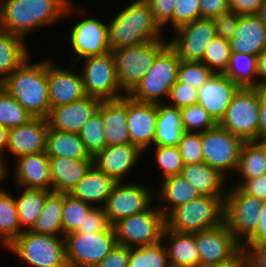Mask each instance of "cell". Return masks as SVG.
I'll list each match as a JSON object with an SVG mask.
<instances>
[{"mask_svg": "<svg viewBox=\"0 0 266 267\" xmlns=\"http://www.w3.org/2000/svg\"><path fill=\"white\" fill-rule=\"evenodd\" d=\"M180 62L181 59L168 44L158 54L145 76L128 95L140 102L161 103V98L169 97L170 90L177 81Z\"/></svg>", "mask_w": 266, "mask_h": 267, "instance_id": "8992f818", "label": "cell"}, {"mask_svg": "<svg viewBox=\"0 0 266 267\" xmlns=\"http://www.w3.org/2000/svg\"><path fill=\"white\" fill-rule=\"evenodd\" d=\"M2 88V81L0 80V89Z\"/></svg>", "mask_w": 266, "mask_h": 267, "instance_id": "753ad0ef", "label": "cell"}, {"mask_svg": "<svg viewBox=\"0 0 266 267\" xmlns=\"http://www.w3.org/2000/svg\"><path fill=\"white\" fill-rule=\"evenodd\" d=\"M34 118L4 88L0 89V125L11 129Z\"/></svg>", "mask_w": 266, "mask_h": 267, "instance_id": "60d3db41", "label": "cell"}, {"mask_svg": "<svg viewBox=\"0 0 266 267\" xmlns=\"http://www.w3.org/2000/svg\"><path fill=\"white\" fill-rule=\"evenodd\" d=\"M185 132L203 133L217 123L199 104L180 109Z\"/></svg>", "mask_w": 266, "mask_h": 267, "instance_id": "f6af8a7d", "label": "cell"}, {"mask_svg": "<svg viewBox=\"0 0 266 267\" xmlns=\"http://www.w3.org/2000/svg\"><path fill=\"white\" fill-rule=\"evenodd\" d=\"M46 154L48 157L93 160L78 133L60 131L50 127L47 133Z\"/></svg>", "mask_w": 266, "mask_h": 267, "instance_id": "d6a6232c", "label": "cell"}, {"mask_svg": "<svg viewBox=\"0 0 266 267\" xmlns=\"http://www.w3.org/2000/svg\"><path fill=\"white\" fill-rule=\"evenodd\" d=\"M169 267H182V266H173V265H169Z\"/></svg>", "mask_w": 266, "mask_h": 267, "instance_id": "8c879c8a", "label": "cell"}, {"mask_svg": "<svg viewBox=\"0 0 266 267\" xmlns=\"http://www.w3.org/2000/svg\"><path fill=\"white\" fill-rule=\"evenodd\" d=\"M242 247L247 251L248 267H266V244Z\"/></svg>", "mask_w": 266, "mask_h": 267, "instance_id": "94428289", "label": "cell"}, {"mask_svg": "<svg viewBox=\"0 0 266 267\" xmlns=\"http://www.w3.org/2000/svg\"><path fill=\"white\" fill-rule=\"evenodd\" d=\"M4 88L33 117L47 118L51 105L47 60L30 63V57L2 81Z\"/></svg>", "mask_w": 266, "mask_h": 267, "instance_id": "7a4b0ae2", "label": "cell"}, {"mask_svg": "<svg viewBox=\"0 0 266 267\" xmlns=\"http://www.w3.org/2000/svg\"><path fill=\"white\" fill-rule=\"evenodd\" d=\"M240 87L225 74L213 73L198 89V104L218 124Z\"/></svg>", "mask_w": 266, "mask_h": 267, "instance_id": "d6986e66", "label": "cell"}, {"mask_svg": "<svg viewBox=\"0 0 266 267\" xmlns=\"http://www.w3.org/2000/svg\"><path fill=\"white\" fill-rule=\"evenodd\" d=\"M157 125V104L136 101L127 95V128L131 144L145 152L153 145Z\"/></svg>", "mask_w": 266, "mask_h": 267, "instance_id": "ac0fdd59", "label": "cell"}, {"mask_svg": "<svg viewBox=\"0 0 266 267\" xmlns=\"http://www.w3.org/2000/svg\"><path fill=\"white\" fill-rule=\"evenodd\" d=\"M17 198L14 197L17 205V213L21 229L31 230L42 211L47 197L52 190L26 189ZM25 226V227H24Z\"/></svg>", "mask_w": 266, "mask_h": 267, "instance_id": "d590c367", "label": "cell"}, {"mask_svg": "<svg viewBox=\"0 0 266 267\" xmlns=\"http://www.w3.org/2000/svg\"><path fill=\"white\" fill-rule=\"evenodd\" d=\"M63 194L52 192L46 199L32 232L63 236L62 223Z\"/></svg>", "mask_w": 266, "mask_h": 267, "instance_id": "8d00e7d4", "label": "cell"}, {"mask_svg": "<svg viewBox=\"0 0 266 267\" xmlns=\"http://www.w3.org/2000/svg\"><path fill=\"white\" fill-rule=\"evenodd\" d=\"M17 205L14 195L0 190V238L7 248L21 233Z\"/></svg>", "mask_w": 266, "mask_h": 267, "instance_id": "74e56055", "label": "cell"}, {"mask_svg": "<svg viewBox=\"0 0 266 267\" xmlns=\"http://www.w3.org/2000/svg\"><path fill=\"white\" fill-rule=\"evenodd\" d=\"M200 267L215 265L235 255L241 248L240 243L224 221L220 225L195 233Z\"/></svg>", "mask_w": 266, "mask_h": 267, "instance_id": "2e32d148", "label": "cell"}, {"mask_svg": "<svg viewBox=\"0 0 266 267\" xmlns=\"http://www.w3.org/2000/svg\"><path fill=\"white\" fill-rule=\"evenodd\" d=\"M204 267H248V255L243 247L226 261Z\"/></svg>", "mask_w": 266, "mask_h": 267, "instance_id": "6125c7cd", "label": "cell"}, {"mask_svg": "<svg viewBox=\"0 0 266 267\" xmlns=\"http://www.w3.org/2000/svg\"><path fill=\"white\" fill-rule=\"evenodd\" d=\"M155 162L162 169L163 178L180 175L184 167L182 156L180 154L178 146L165 147L155 146Z\"/></svg>", "mask_w": 266, "mask_h": 267, "instance_id": "7dc6e473", "label": "cell"}, {"mask_svg": "<svg viewBox=\"0 0 266 267\" xmlns=\"http://www.w3.org/2000/svg\"><path fill=\"white\" fill-rule=\"evenodd\" d=\"M71 0H0V29L22 37L62 17L77 14Z\"/></svg>", "mask_w": 266, "mask_h": 267, "instance_id": "6da1fadb", "label": "cell"}, {"mask_svg": "<svg viewBox=\"0 0 266 267\" xmlns=\"http://www.w3.org/2000/svg\"><path fill=\"white\" fill-rule=\"evenodd\" d=\"M185 132L181 111L175 106L157 103V125L153 139V146H178Z\"/></svg>", "mask_w": 266, "mask_h": 267, "instance_id": "f546056e", "label": "cell"}, {"mask_svg": "<svg viewBox=\"0 0 266 267\" xmlns=\"http://www.w3.org/2000/svg\"><path fill=\"white\" fill-rule=\"evenodd\" d=\"M153 193L141 184L117 182L104 205L112 226L121 219L143 213L152 207Z\"/></svg>", "mask_w": 266, "mask_h": 267, "instance_id": "5bb4252c", "label": "cell"}, {"mask_svg": "<svg viewBox=\"0 0 266 267\" xmlns=\"http://www.w3.org/2000/svg\"><path fill=\"white\" fill-rule=\"evenodd\" d=\"M108 33L111 51L163 38L146 0H136L120 11L108 24Z\"/></svg>", "mask_w": 266, "mask_h": 267, "instance_id": "3957f363", "label": "cell"}, {"mask_svg": "<svg viewBox=\"0 0 266 267\" xmlns=\"http://www.w3.org/2000/svg\"><path fill=\"white\" fill-rule=\"evenodd\" d=\"M130 248L116 244L95 267H128Z\"/></svg>", "mask_w": 266, "mask_h": 267, "instance_id": "11a10c76", "label": "cell"}, {"mask_svg": "<svg viewBox=\"0 0 266 267\" xmlns=\"http://www.w3.org/2000/svg\"><path fill=\"white\" fill-rule=\"evenodd\" d=\"M266 244V200H262L259 225L256 231L242 245Z\"/></svg>", "mask_w": 266, "mask_h": 267, "instance_id": "680465c9", "label": "cell"}, {"mask_svg": "<svg viewBox=\"0 0 266 267\" xmlns=\"http://www.w3.org/2000/svg\"><path fill=\"white\" fill-rule=\"evenodd\" d=\"M157 192L159 197L166 202L167 207H159L160 211L167 217L175 208L182 206L201 194L181 174L162 179Z\"/></svg>", "mask_w": 266, "mask_h": 267, "instance_id": "1f68e13d", "label": "cell"}, {"mask_svg": "<svg viewBox=\"0 0 266 267\" xmlns=\"http://www.w3.org/2000/svg\"><path fill=\"white\" fill-rule=\"evenodd\" d=\"M199 2L200 0H175L174 30L201 18Z\"/></svg>", "mask_w": 266, "mask_h": 267, "instance_id": "f907efd6", "label": "cell"}, {"mask_svg": "<svg viewBox=\"0 0 266 267\" xmlns=\"http://www.w3.org/2000/svg\"><path fill=\"white\" fill-rule=\"evenodd\" d=\"M181 175L197 189L201 196H226L227 194V190H223L226 177L205 162L184 165Z\"/></svg>", "mask_w": 266, "mask_h": 267, "instance_id": "4dcf8cb0", "label": "cell"}, {"mask_svg": "<svg viewBox=\"0 0 266 267\" xmlns=\"http://www.w3.org/2000/svg\"><path fill=\"white\" fill-rule=\"evenodd\" d=\"M266 138V106L261 102L259 120V139Z\"/></svg>", "mask_w": 266, "mask_h": 267, "instance_id": "03108f58", "label": "cell"}, {"mask_svg": "<svg viewBox=\"0 0 266 267\" xmlns=\"http://www.w3.org/2000/svg\"><path fill=\"white\" fill-rule=\"evenodd\" d=\"M235 186L246 194L266 200V174L247 180L238 179Z\"/></svg>", "mask_w": 266, "mask_h": 267, "instance_id": "9f6ffc18", "label": "cell"}, {"mask_svg": "<svg viewBox=\"0 0 266 267\" xmlns=\"http://www.w3.org/2000/svg\"><path fill=\"white\" fill-rule=\"evenodd\" d=\"M257 70H258V77L263 78V80H258L259 85L266 83V48L261 52V54L258 56L257 61Z\"/></svg>", "mask_w": 266, "mask_h": 267, "instance_id": "be15d7a7", "label": "cell"}, {"mask_svg": "<svg viewBox=\"0 0 266 267\" xmlns=\"http://www.w3.org/2000/svg\"><path fill=\"white\" fill-rule=\"evenodd\" d=\"M169 44L164 39L113 50L117 79L128 95L145 76L158 54Z\"/></svg>", "mask_w": 266, "mask_h": 267, "instance_id": "52a82bcc", "label": "cell"}, {"mask_svg": "<svg viewBox=\"0 0 266 267\" xmlns=\"http://www.w3.org/2000/svg\"><path fill=\"white\" fill-rule=\"evenodd\" d=\"M200 14L203 19H213L230 11L229 0H200Z\"/></svg>", "mask_w": 266, "mask_h": 267, "instance_id": "6f0895ef", "label": "cell"}, {"mask_svg": "<svg viewBox=\"0 0 266 267\" xmlns=\"http://www.w3.org/2000/svg\"><path fill=\"white\" fill-rule=\"evenodd\" d=\"M236 172H239L241 180L266 174V159L263 150L254 141L243 144Z\"/></svg>", "mask_w": 266, "mask_h": 267, "instance_id": "f35d334b", "label": "cell"}, {"mask_svg": "<svg viewBox=\"0 0 266 267\" xmlns=\"http://www.w3.org/2000/svg\"><path fill=\"white\" fill-rule=\"evenodd\" d=\"M161 242L130 248L128 267H169L166 247Z\"/></svg>", "mask_w": 266, "mask_h": 267, "instance_id": "ab89813d", "label": "cell"}, {"mask_svg": "<svg viewBox=\"0 0 266 267\" xmlns=\"http://www.w3.org/2000/svg\"><path fill=\"white\" fill-rule=\"evenodd\" d=\"M260 105L256 88H240L218 124L245 142L256 141L259 139Z\"/></svg>", "mask_w": 266, "mask_h": 267, "instance_id": "ba28073f", "label": "cell"}, {"mask_svg": "<svg viewBox=\"0 0 266 267\" xmlns=\"http://www.w3.org/2000/svg\"><path fill=\"white\" fill-rule=\"evenodd\" d=\"M108 25L95 18H84L70 28L71 48L77 55L76 62L88 56L110 52Z\"/></svg>", "mask_w": 266, "mask_h": 267, "instance_id": "e0dca14e", "label": "cell"}, {"mask_svg": "<svg viewBox=\"0 0 266 267\" xmlns=\"http://www.w3.org/2000/svg\"><path fill=\"white\" fill-rule=\"evenodd\" d=\"M93 206L74 198L71 194H63L62 223L63 237L74 232L83 224L85 217Z\"/></svg>", "mask_w": 266, "mask_h": 267, "instance_id": "b9f144b4", "label": "cell"}, {"mask_svg": "<svg viewBox=\"0 0 266 267\" xmlns=\"http://www.w3.org/2000/svg\"><path fill=\"white\" fill-rule=\"evenodd\" d=\"M16 164L17 184L26 189L52 190L49 157L46 152L20 156Z\"/></svg>", "mask_w": 266, "mask_h": 267, "instance_id": "d4e9b609", "label": "cell"}, {"mask_svg": "<svg viewBox=\"0 0 266 267\" xmlns=\"http://www.w3.org/2000/svg\"><path fill=\"white\" fill-rule=\"evenodd\" d=\"M229 190L225 197L224 221L243 244L259 225L262 200L242 192L235 185Z\"/></svg>", "mask_w": 266, "mask_h": 267, "instance_id": "4fadbf2b", "label": "cell"}, {"mask_svg": "<svg viewBox=\"0 0 266 267\" xmlns=\"http://www.w3.org/2000/svg\"><path fill=\"white\" fill-rule=\"evenodd\" d=\"M256 89L260 96L261 102L266 106V83L258 85Z\"/></svg>", "mask_w": 266, "mask_h": 267, "instance_id": "003e7915", "label": "cell"}, {"mask_svg": "<svg viewBox=\"0 0 266 267\" xmlns=\"http://www.w3.org/2000/svg\"><path fill=\"white\" fill-rule=\"evenodd\" d=\"M116 183L93 164L69 194L92 206L104 207Z\"/></svg>", "mask_w": 266, "mask_h": 267, "instance_id": "83f0119b", "label": "cell"}, {"mask_svg": "<svg viewBox=\"0 0 266 267\" xmlns=\"http://www.w3.org/2000/svg\"><path fill=\"white\" fill-rule=\"evenodd\" d=\"M68 267H95L117 244L113 226L104 232L65 236Z\"/></svg>", "mask_w": 266, "mask_h": 267, "instance_id": "8fae6325", "label": "cell"}, {"mask_svg": "<svg viewBox=\"0 0 266 267\" xmlns=\"http://www.w3.org/2000/svg\"><path fill=\"white\" fill-rule=\"evenodd\" d=\"M184 165L203 162L201 133L184 132L178 143Z\"/></svg>", "mask_w": 266, "mask_h": 267, "instance_id": "c3c4849f", "label": "cell"}, {"mask_svg": "<svg viewBox=\"0 0 266 267\" xmlns=\"http://www.w3.org/2000/svg\"><path fill=\"white\" fill-rule=\"evenodd\" d=\"M49 124L47 118L34 117L29 122L9 129L7 151L16 159L23 155L46 152Z\"/></svg>", "mask_w": 266, "mask_h": 267, "instance_id": "ffe728a7", "label": "cell"}, {"mask_svg": "<svg viewBox=\"0 0 266 267\" xmlns=\"http://www.w3.org/2000/svg\"><path fill=\"white\" fill-rule=\"evenodd\" d=\"M7 248L32 267H68L63 236L25 230Z\"/></svg>", "mask_w": 266, "mask_h": 267, "instance_id": "5b68a950", "label": "cell"}, {"mask_svg": "<svg viewBox=\"0 0 266 267\" xmlns=\"http://www.w3.org/2000/svg\"><path fill=\"white\" fill-rule=\"evenodd\" d=\"M152 9L154 18L163 28L167 23H171L173 28V14L175 9V0H146Z\"/></svg>", "mask_w": 266, "mask_h": 267, "instance_id": "db71d44e", "label": "cell"}, {"mask_svg": "<svg viewBox=\"0 0 266 267\" xmlns=\"http://www.w3.org/2000/svg\"><path fill=\"white\" fill-rule=\"evenodd\" d=\"M112 227L104 207L93 206L85 217L83 224L71 233H97L108 231Z\"/></svg>", "mask_w": 266, "mask_h": 267, "instance_id": "681fc988", "label": "cell"}, {"mask_svg": "<svg viewBox=\"0 0 266 267\" xmlns=\"http://www.w3.org/2000/svg\"><path fill=\"white\" fill-rule=\"evenodd\" d=\"M101 101L95 97L84 98L50 109L47 117L49 127L70 133H79L94 115Z\"/></svg>", "mask_w": 266, "mask_h": 267, "instance_id": "7402d4cb", "label": "cell"}, {"mask_svg": "<svg viewBox=\"0 0 266 267\" xmlns=\"http://www.w3.org/2000/svg\"><path fill=\"white\" fill-rule=\"evenodd\" d=\"M203 162L226 176L228 171H236L240 152L245 141L223 129L219 124L201 133Z\"/></svg>", "mask_w": 266, "mask_h": 267, "instance_id": "7c38bea8", "label": "cell"}, {"mask_svg": "<svg viewBox=\"0 0 266 267\" xmlns=\"http://www.w3.org/2000/svg\"><path fill=\"white\" fill-rule=\"evenodd\" d=\"M8 132L9 129L0 125V161H2L4 165H6V160L4 159L3 151H7L8 148Z\"/></svg>", "mask_w": 266, "mask_h": 267, "instance_id": "e7e4bbea", "label": "cell"}, {"mask_svg": "<svg viewBox=\"0 0 266 267\" xmlns=\"http://www.w3.org/2000/svg\"><path fill=\"white\" fill-rule=\"evenodd\" d=\"M256 15L266 25V0H264Z\"/></svg>", "mask_w": 266, "mask_h": 267, "instance_id": "a7ac6f4b", "label": "cell"}, {"mask_svg": "<svg viewBox=\"0 0 266 267\" xmlns=\"http://www.w3.org/2000/svg\"><path fill=\"white\" fill-rule=\"evenodd\" d=\"M142 153L131 143L108 145L93 157V164L116 182H123Z\"/></svg>", "mask_w": 266, "mask_h": 267, "instance_id": "603a6c76", "label": "cell"}, {"mask_svg": "<svg viewBox=\"0 0 266 267\" xmlns=\"http://www.w3.org/2000/svg\"><path fill=\"white\" fill-rule=\"evenodd\" d=\"M93 165V160L49 157L52 191L69 194Z\"/></svg>", "mask_w": 266, "mask_h": 267, "instance_id": "4316f807", "label": "cell"}, {"mask_svg": "<svg viewBox=\"0 0 266 267\" xmlns=\"http://www.w3.org/2000/svg\"><path fill=\"white\" fill-rule=\"evenodd\" d=\"M56 67L47 59V83L51 108L84 98L86 95L81 73Z\"/></svg>", "mask_w": 266, "mask_h": 267, "instance_id": "44dd1931", "label": "cell"}, {"mask_svg": "<svg viewBox=\"0 0 266 267\" xmlns=\"http://www.w3.org/2000/svg\"><path fill=\"white\" fill-rule=\"evenodd\" d=\"M231 56V43L229 40L215 36L206 47L203 62L213 73L224 74L227 70Z\"/></svg>", "mask_w": 266, "mask_h": 267, "instance_id": "7bdbcfd3", "label": "cell"}, {"mask_svg": "<svg viewBox=\"0 0 266 267\" xmlns=\"http://www.w3.org/2000/svg\"><path fill=\"white\" fill-rule=\"evenodd\" d=\"M171 99V105L178 109L198 104V89L190 85L179 82L178 80L172 86L168 100Z\"/></svg>", "mask_w": 266, "mask_h": 267, "instance_id": "816d5d0a", "label": "cell"}, {"mask_svg": "<svg viewBox=\"0 0 266 267\" xmlns=\"http://www.w3.org/2000/svg\"><path fill=\"white\" fill-rule=\"evenodd\" d=\"M258 57L246 53L231 52L225 75L240 88H256L259 85ZM256 77V78H255Z\"/></svg>", "mask_w": 266, "mask_h": 267, "instance_id": "e575fe53", "label": "cell"}, {"mask_svg": "<svg viewBox=\"0 0 266 267\" xmlns=\"http://www.w3.org/2000/svg\"><path fill=\"white\" fill-rule=\"evenodd\" d=\"M162 239H168L166 247L169 264L182 267H200L195 233H181L164 229Z\"/></svg>", "mask_w": 266, "mask_h": 267, "instance_id": "f1b7e54d", "label": "cell"}, {"mask_svg": "<svg viewBox=\"0 0 266 267\" xmlns=\"http://www.w3.org/2000/svg\"><path fill=\"white\" fill-rule=\"evenodd\" d=\"M22 37L0 29V80L3 81L29 57Z\"/></svg>", "mask_w": 266, "mask_h": 267, "instance_id": "836d02e7", "label": "cell"}, {"mask_svg": "<svg viewBox=\"0 0 266 267\" xmlns=\"http://www.w3.org/2000/svg\"><path fill=\"white\" fill-rule=\"evenodd\" d=\"M82 81L87 96L100 101L117 100L124 96L117 79L115 60L112 51L82 58Z\"/></svg>", "mask_w": 266, "mask_h": 267, "instance_id": "30bf717a", "label": "cell"}, {"mask_svg": "<svg viewBox=\"0 0 266 267\" xmlns=\"http://www.w3.org/2000/svg\"><path fill=\"white\" fill-rule=\"evenodd\" d=\"M213 72L201 61H183L178 67L177 80L199 89Z\"/></svg>", "mask_w": 266, "mask_h": 267, "instance_id": "bcb514c9", "label": "cell"}, {"mask_svg": "<svg viewBox=\"0 0 266 267\" xmlns=\"http://www.w3.org/2000/svg\"><path fill=\"white\" fill-rule=\"evenodd\" d=\"M96 112L105 124V141L108 145L130 144L127 128V95L117 100L101 101Z\"/></svg>", "mask_w": 266, "mask_h": 267, "instance_id": "cb8c5ba5", "label": "cell"}, {"mask_svg": "<svg viewBox=\"0 0 266 267\" xmlns=\"http://www.w3.org/2000/svg\"><path fill=\"white\" fill-rule=\"evenodd\" d=\"M240 15L232 11L220 14L213 18L216 36L231 40L239 25Z\"/></svg>", "mask_w": 266, "mask_h": 267, "instance_id": "f5cc1de1", "label": "cell"}, {"mask_svg": "<svg viewBox=\"0 0 266 267\" xmlns=\"http://www.w3.org/2000/svg\"><path fill=\"white\" fill-rule=\"evenodd\" d=\"M226 196H200L175 208L166 217V226L181 233H196L224 222Z\"/></svg>", "mask_w": 266, "mask_h": 267, "instance_id": "277c9868", "label": "cell"}, {"mask_svg": "<svg viewBox=\"0 0 266 267\" xmlns=\"http://www.w3.org/2000/svg\"><path fill=\"white\" fill-rule=\"evenodd\" d=\"M262 150L266 159V138L254 141Z\"/></svg>", "mask_w": 266, "mask_h": 267, "instance_id": "2644e50d", "label": "cell"}, {"mask_svg": "<svg viewBox=\"0 0 266 267\" xmlns=\"http://www.w3.org/2000/svg\"><path fill=\"white\" fill-rule=\"evenodd\" d=\"M7 165H4V163L2 161H0V182L3 181V179L6 177L7 172H8V168L6 167ZM1 190V188H0Z\"/></svg>", "mask_w": 266, "mask_h": 267, "instance_id": "89a4df30", "label": "cell"}, {"mask_svg": "<svg viewBox=\"0 0 266 267\" xmlns=\"http://www.w3.org/2000/svg\"><path fill=\"white\" fill-rule=\"evenodd\" d=\"M230 43L231 52L258 57L266 48V25L256 14L240 15L239 25Z\"/></svg>", "mask_w": 266, "mask_h": 267, "instance_id": "484cf974", "label": "cell"}, {"mask_svg": "<svg viewBox=\"0 0 266 267\" xmlns=\"http://www.w3.org/2000/svg\"><path fill=\"white\" fill-rule=\"evenodd\" d=\"M147 211L117 221L114 225L117 244L126 247L150 246L162 241L166 216L157 205Z\"/></svg>", "mask_w": 266, "mask_h": 267, "instance_id": "9c48e42d", "label": "cell"}, {"mask_svg": "<svg viewBox=\"0 0 266 267\" xmlns=\"http://www.w3.org/2000/svg\"><path fill=\"white\" fill-rule=\"evenodd\" d=\"M264 0H229L230 11L239 15L257 14Z\"/></svg>", "mask_w": 266, "mask_h": 267, "instance_id": "91938a15", "label": "cell"}, {"mask_svg": "<svg viewBox=\"0 0 266 267\" xmlns=\"http://www.w3.org/2000/svg\"><path fill=\"white\" fill-rule=\"evenodd\" d=\"M78 134L92 157L107 146L105 124L97 112L86 122Z\"/></svg>", "mask_w": 266, "mask_h": 267, "instance_id": "ee69618b", "label": "cell"}, {"mask_svg": "<svg viewBox=\"0 0 266 267\" xmlns=\"http://www.w3.org/2000/svg\"><path fill=\"white\" fill-rule=\"evenodd\" d=\"M175 38L169 40V45L183 61H202L206 47L215 38V26L212 19L192 21L177 29Z\"/></svg>", "mask_w": 266, "mask_h": 267, "instance_id": "9a60e30c", "label": "cell"}]
</instances>
